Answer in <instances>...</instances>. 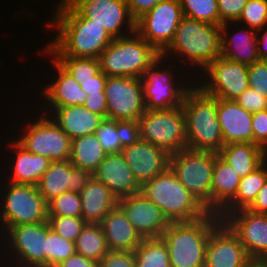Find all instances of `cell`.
<instances>
[{"mask_svg":"<svg viewBox=\"0 0 267 267\" xmlns=\"http://www.w3.org/2000/svg\"><path fill=\"white\" fill-rule=\"evenodd\" d=\"M80 193L67 191L48 202V216L82 217Z\"/></svg>","mask_w":267,"mask_h":267,"instance_id":"f35d334b","label":"cell"},{"mask_svg":"<svg viewBox=\"0 0 267 267\" xmlns=\"http://www.w3.org/2000/svg\"><path fill=\"white\" fill-rule=\"evenodd\" d=\"M95 135L107 154L120 153L123 149L117 133V120L104 118Z\"/></svg>","mask_w":267,"mask_h":267,"instance_id":"b9f144b4","label":"cell"},{"mask_svg":"<svg viewBox=\"0 0 267 267\" xmlns=\"http://www.w3.org/2000/svg\"><path fill=\"white\" fill-rule=\"evenodd\" d=\"M241 21L258 33L263 31L267 27V0H248L236 22Z\"/></svg>","mask_w":267,"mask_h":267,"instance_id":"60d3db41","label":"cell"},{"mask_svg":"<svg viewBox=\"0 0 267 267\" xmlns=\"http://www.w3.org/2000/svg\"><path fill=\"white\" fill-rule=\"evenodd\" d=\"M228 22L221 26V56L244 65H251L254 62L259 61L258 49H257V30L251 28H243L237 33L238 39L234 36L228 35ZM256 31V32H255ZM228 33V34H227ZM237 39V40H236Z\"/></svg>","mask_w":267,"mask_h":267,"instance_id":"484cf974","label":"cell"},{"mask_svg":"<svg viewBox=\"0 0 267 267\" xmlns=\"http://www.w3.org/2000/svg\"><path fill=\"white\" fill-rule=\"evenodd\" d=\"M53 112L52 119L71 139L95 134L104 119L101 115L79 105L59 107Z\"/></svg>","mask_w":267,"mask_h":267,"instance_id":"4316f807","label":"cell"},{"mask_svg":"<svg viewBox=\"0 0 267 267\" xmlns=\"http://www.w3.org/2000/svg\"><path fill=\"white\" fill-rule=\"evenodd\" d=\"M39 267H57V266H39Z\"/></svg>","mask_w":267,"mask_h":267,"instance_id":"6f0895ef","label":"cell"},{"mask_svg":"<svg viewBox=\"0 0 267 267\" xmlns=\"http://www.w3.org/2000/svg\"><path fill=\"white\" fill-rule=\"evenodd\" d=\"M50 229L66 240L75 242L86 226L82 217L48 216Z\"/></svg>","mask_w":267,"mask_h":267,"instance_id":"ab89813d","label":"cell"},{"mask_svg":"<svg viewBox=\"0 0 267 267\" xmlns=\"http://www.w3.org/2000/svg\"><path fill=\"white\" fill-rule=\"evenodd\" d=\"M163 0H126L131 17L136 21Z\"/></svg>","mask_w":267,"mask_h":267,"instance_id":"f907efd6","label":"cell"},{"mask_svg":"<svg viewBox=\"0 0 267 267\" xmlns=\"http://www.w3.org/2000/svg\"><path fill=\"white\" fill-rule=\"evenodd\" d=\"M223 221L239 237L253 261H267V214L240 209L229 213Z\"/></svg>","mask_w":267,"mask_h":267,"instance_id":"e0dca14e","label":"cell"},{"mask_svg":"<svg viewBox=\"0 0 267 267\" xmlns=\"http://www.w3.org/2000/svg\"><path fill=\"white\" fill-rule=\"evenodd\" d=\"M57 7L54 21L48 24L56 26L59 33L52 43H48L47 54L99 59L113 38L103 26L80 16L65 0H61Z\"/></svg>","mask_w":267,"mask_h":267,"instance_id":"6da1fadb","label":"cell"},{"mask_svg":"<svg viewBox=\"0 0 267 267\" xmlns=\"http://www.w3.org/2000/svg\"><path fill=\"white\" fill-rule=\"evenodd\" d=\"M217 113L224 145L231 143H252L253 113L241 107L235 100L217 98Z\"/></svg>","mask_w":267,"mask_h":267,"instance_id":"603a6c76","label":"cell"},{"mask_svg":"<svg viewBox=\"0 0 267 267\" xmlns=\"http://www.w3.org/2000/svg\"><path fill=\"white\" fill-rule=\"evenodd\" d=\"M252 261L239 237L224 221L211 232L205 267H247Z\"/></svg>","mask_w":267,"mask_h":267,"instance_id":"ac0fdd59","label":"cell"},{"mask_svg":"<svg viewBox=\"0 0 267 267\" xmlns=\"http://www.w3.org/2000/svg\"><path fill=\"white\" fill-rule=\"evenodd\" d=\"M183 16L208 24L223 25L217 0H179Z\"/></svg>","mask_w":267,"mask_h":267,"instance_id":"8d00e7d4","label":"cell"},{"mask_svg":"<svg viewBox=\"0 0 267 267\" xmlns=\"http://www.w3.org/2000/svg\"><path fill=\"white\" fill-rule=\"evenodd\" d=\"M247 209L257 214H267V181Z\"/></svg>","mask_w":267,"mask_h":267,"instance_id":"db71d44e","label":"cell"},{"mask_svg":"<svg viewBox=\"0 0 267 267\" xmlns=\"http://www.w3.org/2000/svg\"><path fill=\"white\" fill-rule=\"evenodd\" d=\"M140 140L174 154L187 149L186 118L182 108L146 110L138 119Z\"/></svg>","mask_w":267,"mask_h":267,"instance_id":"ba28073f","label":"cell"},{"mask_svg":"<svg viewBox=\"0 0 267 267\" xmlns=\"http://www.w3.org/2000/svg\"><path fill=\"white\" fill-rule=\"evenodd\" d=\"M10 144H12L10 148H13L17 154L13 161L15 165L11 173V183L37 186L52 161L27 151L17 141Z\"/></svg>","mask_w":267,"mask_h":267,"instance_id":"f1b7e54d","label":"cell"},{"mask_svg":"<svg viewBox=\"0 0 267 267\" xmlns=\"http://www.w3.org/2000/svg\"><path fill=\"white\" fill-rule=\"evenodd\" d=\"M218 155L240 177H245L253 172L267 159V152L262 147L252 143L225 144Z\"/></svg>","mask_w":267,"mask_h":267,"instance_id":"4dcf8cb0","label":"cell"},{"mask_svg":"<svg viewBox=\"0 0 267 267\" xmlns=\"http://www.w3.org/2000/svg\"><path fill=\"white\" fill-rule=\"evenodd\" d=\"M25 130V135H20L17 142L27 151L51 161L70 159L72 139L52 118L42 116Z\"/></svg>","mask_w":267,"mask_h":267,"instance_id":"8fae6325","label":"cell"},{"mask_svg":"<svg viewBox=\"0 0 267 267\" xmlns=\"http://www.w3.org/2000/svg\"><path fill=\"white\" fill-rule=\"evenodd\" d=\"M104 92L107 118L138 120L146 111L141 78L107 77Z\"/></svg>","mask_w":267,"mask_h":267,"instance_id":"7c38bea8","label":"cell"},{"mask_svg":"<svg viewBox=\"0 0 267 267\" xmlns=\"http://www.w3.org/2000/svg\"><path fill=\"white\" fill-rule=\"evenodd\" d=\"M75 253V242L66 240L53 232L47 222L46 266H57Z\"/></svg>","mask_w":267,"mask_h":267,"instance_id":"74e56055","label":"cell"},{"mask_svg":"<svg viewBox=\"0 0 267 267\" xmlns=\"http://www.w3.org/2000/svg\"><path fill=\"white\" fill-rule=\"evenodd\" d=\"M160 57L161 53L135 31L128 37L114 38L99 61L101 71L108 77L142 78L145 70Z\"/></svg>","mask_w":267,"mask_h":267,"instance_id":"8992f818","label":"cell"},{"mask_svg":"<svg viewBox=\"0 0 267 267\" xmlns=\"http://www.w3.org/2000/svg\"><path fill=\"white\" fill-rule=\"evenodd\" d=\"M267 160L245 177H241L235 197L218 213L222 220L231 212L247 209L267 181Z\"/></svg>","mask_w":267,"mask_h":267,"instance_id":"1f68e13d","label":"cell"},{"mask_svg":"<svg viewBox=\"0 0 267 267\" xmlns=\"http://www.w3.org/2000/svg\"><path fill=\"white\" fill-rule=\"evenodd\" d=\"M241 177L216 153L211 185V212L219 213L236 195Z\"/></svg>","mask_w":267,"mask_h":267,"instance_id":"f546056e","label":"cell"},{"mask_svg":"<svg viewBox=\"0 0 267 267\" xmlns=\"http://www.w3.org/2000/svg\"><path fill=\"white\" fill-rule=\"evenodd\" d=\"M11 252L20 267L46 266L47 221L5 227Z\"/></svg>","mask_w":267,"mask_h":267,"instance_id":"2e32d148","label":"cell"},{"mask_svg":"<svg viewBox=\"0 0 267 267\" xmlns=\"http://www.w3.org/2000/svg\"><path fill=\"white\" fill-rule=\"evenodd\" d=\"M57 267H98V262L75 253L59 263Z\"/></svg>","mask_w":267,"mask_h":267,"instance_id":"f5cc1de1","label":"cell"},{"mask_svg":"<svg viewBox=\"0 0 267 267\" xmlns=\"http://www.w3.org/2000/svg\"><path fill=\"white\" fill-rule=\"evenodd\" d=\"M182 17L179 0H163L135 21V31L162 53L172 42Z\"/></svg>","mask_w":267,"mask_h":267,"instance_id":"30bf717a","label":"cell"},{"mask_svg":"<svg viewBox=\"0 0 267 267\" xmlns=\"http://www.w3.org/2000/svg\"><path fill=\"white\" fill-rule=\"evenodd\" d=\"M186 118L187 149L218 153L224 146L217 113V98L198 84L190 88L182 103Z\"/></svg>","mask_w":267,"mask_h":267,"instance_id":"3957f363","label":"cell"},{"mask_svg":"<svg viewBox=\"0 0 267 267\" xmlns=\"http://www.w3.org/2000/svg\"><path fill=\"white\" fill-rule=\"evenodd\" d=\"M65 1L83 18L93 20V23L103 26L113 39L128 36L121 31L125 23H127L126 28L129 34L135 32V21L130 15L126 0Z\"/></svg>","mask_w":267,"mask_h":267,"instance_id":"4fadbf2b","label":"cell"},{"mask_svg":"<svg viewBox=\"0 0 267 267\" xmlns=\"http://www.w3.org/2000/svg\"><path fill=\"white\" fill-rule=\"evenodd\" d=\"M252 130L254 144L262 147L267 152V109L253 112Z\"/></svg>","mask_w":267,"mask_h":267,"instance_id":"c3c4849f","label":"cell"},{"mask_svg":"<svg viewBox=\"0 0 267 267\" xmlns=\"http://www.w3.org/2000/svg\"><path fill=\"white\" fill-rule=\"evenodd\" d=\"M82 218L87 224H100L106 215L118 205V199L94 177L80 192Z\"/></svg>","mask_w":267,"mask_h":267,"instance_id":"d4e9b609","label":"cell"},{"mask_svg":"<svg viewBox=\"0 0 267 267\" xmlns=\"http://www.w3.org/2000/svg\"><path fill=\"white\" fill-rule=\"evenodd\" d=\"M118 206L143 238H159L171 223L141 192L118 199Z\"/></svg>","mask_w":267,"mask_h":267,"instance_id":"d6986e66","label":"cell"},{"mask_svg":"<svg viewBox=\"0 0 267 267\" xmlns=\"http://www.w3.org/2000/svg\"><path fill=\"white\" fill-rule=\"evenodd\" d=\"M92 177L91 172L74 167L69 160L52 161L39 180L37 188L49 202L67 191L80 193Z\"/></svg>","mask_w":267,"mask_h":267,"instance_id":"ffe728a7","label":"cell"},{"mask_svg":"<svg viewBox=\"0 0 267 267\" xmlns=\"http://www.w3.org/2000/svg\"><path fill=\"white\" fill-rule=\"evenodd\" d=\"M222 221L217 213L209 212L198 220L171 222L161 236L171 267H205L208 238Z\"/></svg>","mask_w":267,"mask_h":267,"instance_id":"7a4b0ae2","label":"cell"},{"mask_svg":"<svg viewBox=\"0 0 267 267\" xmlns=\"http://www.w3.org/2000/svg\"><path fill=\"white\" fill-rule=\"evenodd\" d=\"M133 252L137 267H171L168 248L161 237L144 238Z\"/></svg>","mask_w":267,"mask_h":267,"instance_id":"e575fe53","label":"cell"},{"mask_svg":"<svg viewBox=\"0 0 267 267\" xmlns=\"http://www.w3.org/2000/svg\"><path fill=\"white\" fill-rule=\"evenodd\" d=\"M83 106L91 112L99 114L103 118H107V101L104 91H99V93L94 94H87Z\"/></svg>","mask_w":267,"mask_h":267,"instance_id":"681fc988","label":"cell"},{"mask_svg":"<svg viewBox=\"0 0 267 267\" xmlns=\"http://www.w3.org/2000/svg\"><path fill=\"white\" fill-rule=\"evenodd\" d=\"M4 193L0 223L4 227L34 224L48 220V202L40 194L37 186L10 182ZM6 225V226H5Z\"/></svg>","mask_w":267,"mask_h":267,"instance_id":"9c48e42d","label":"cell"},{"mask_svg":"<svg viewBox=\"0 0 267 267\" xmlns=\"http://www.w3.org/2000/svg\"><path fill=\"white\" fill-rule=\"evenodd\" d=\"M247 267H267V261H252Z\"/></svg>","mask_w":267,"mask_h":267,"instance_id":"9f6ffc18","label":"cell"},{"mask_svg":"<svg viewBox=\"0 0 267 267\" xmlns=\"http://www.w3.org/2000/svg\"><path fill=\"white\" fill-rule=\"evenodd\" d=\"M55 60L66 69L73 79L80 84L90 80L100 71V61L97 58L54 56Z\"/></svg>","mask_w":267,"mask_h":267,"instance_id":"d590c367","label":"cell"},{"mask_svg":"<svg viewBox=\"0 0 267 267\" xmlns=\"http://www.w3.org/2000/svg\"><path fill=\"white\" fill-rule=\"evenodd\" d=\"M171 51L177 52L178 56L184 55L189 64L203 70L221 56V25L183 16L172 42L161 56L166 58L167 52L171 54Z\"/></svg>","mask_w":267,"mask_h":267,"instance_id":"5b68a950","label":"cell"},{"mask_svg":"<svg viewBox=\"0 0 267 267\" xmlns=\"http://www.w3.org/2000/svg\"><path fill=\"white\" fill-rule=\"evenodd\" d=\"M220 21L235 22L239 19L248 0H217Z\"/></svg>","mask_w":267,"mask_h":267,"instance_id":"f6af8a7d","label":"cell"},{"mask_svg":"<svg viewBox=\"0 0 267 267\" xmlns=\"http://www.w3.org/2000/svg\"><path fill=\"white\" fill-rule=\"evenodd\" d=\"M248 84L267 98V60H259L248 66Z\"/></svg>","mask_w":267,"mask_h":267,"instance_id":"7bdbcfd3","label":"cell"},{"mask_svg":"<svg viewBox=\"0 0 267 267\" xmlns=\"http://www.w3.org/2000/svg\"><path fill=\"white\" fill-rule=\"evenodd\" d=\"M203 70L209 80L198 87L215 98L235 100L249 88L247 65L220 56Z\"/></svg>","mask_w":267,"mask_h":267,"instance_id":"9a60e30c","label":"cell"},{"mask_svg":"<svg viewBox=\"0 0 267 267\" xmlns=\"http://www.w3.org/2000/svg\"><path fill=\"white\" fill-rule=\"evenodd\" d=\"M141 193L152 201L170 222L194 221L209 213L169 167L141 186Z\"/></svg>","mask_w":267,"mask_h":267,"instance_id":"277c9868","label":"cell"},{"mask_svg":"<svg viewBox=\"0 0 267 267\" xmlns=\"http://www.w3.org/2000/svg\"><path fill=\"white\" fill-rule=\"evenodd\" d=\"M54 65L58 72L57 80H55L51 85L45 87L43 92L44 99L49 104L53 110L59 107L68 106H83L87 93L81 89L80 84H78L71 74L64 69L54 58Z\"/></svg>","mask_w":267,"mask_h":267,"instance_id":"83f0119b","label":"cell"},{"mask_svg":"<svg viewBox=\"0 0 267 267\" xmlns=\"http://www.w3.org/2000/svg\"><path fill=\"white\" fill-rule=\"evenodd\" d=\"M121 154L140 186L160 175L169 167L170 154L143 140L123 147Z\"/></svg>","mask_w":267,"mask_h":267,"instance_id":"44dd1931","label":"cell"},{"mask_svg":"<svg viewBox=\"0 0 267 267\" xmlns=\"http://www.w3.org/2000/svg\"><path fill=\"white\" fill-rule=\"evenodd\" d=\"M93 177L103 183L117 199L141 192V186L121 152L107 154Z\"/></svg>","mask_w":267,"mask_h":267,"instance_id":"7402d4cb","label":"cell"},{"mask_svg":"<svg viewBox=\"0 0 267 267\" xmlns=\"http://www.w3.org/2000/svg\"><path fill=\"white\" fill-rule=\"evenodd\" d=\"M107 75L100 71L96 76L92 77L90 80L82 81L80 87L87 94L99 93V91L105 90V84L107 80Z\"/></svg>","mask_w":267,"mask_h":267,"instance_id":"816d5d0a","label":"cell"},{"mask_svg":"<svg viewBox=\"0 0 267 267\" xmlns=\"http://www.w3.org/2000/svg\"><path fill=\"white\" fill-rule=\"evenodd\" d=\"M107 153L103 150L95 134L72 139L70 163L92 174L97 170Z\"/></svg>","mask_w":267,"mask_h":267,"instance_id":"d6a6232c","label":"cell"},{"mask_svg":"<svg viewBox=\"0 0 267 267\" xmlns=\"http://www.w3.org/2000/svg\"><path fill=\"white\" fill-rule=\"evenodd\" d=\"M76 253L99 262L110 250L100 224H86L75 241Z\"/></svg>","mask_w":267,"mask_h":267,"instance_id":"836d02e7","label":"cell"},{"mask_svg":"<svg viewBox=\"0 0 267 267\" xmlns=\"http://www.w3.org/2000/svg\"><path fill=\"white\" fill-rule=\"evenodd\" d=\"M264 31L262 36L260 35L259 37V35H257V49L260 60H267V29Z\"/></svg>","mask_w":267,"mask_h":267,"instance_id":"11a10c76","label":"cell"},{"mask_svg":"<svg viewBox=\"0 0 267 267\" xmlns=\"http://www.w3.org/2000/svg\"><path fill=\"white\" fill-rule=\"evenodd\" d=\"M109 250L134 251L143 241V237L128 221L126 214L117 205L100 223Z\"/></svg>","mask_w":267,"mask_h":267,"instance_id":"cb8c5ba5","label":"cell"},{"mask_svg":"<svg viewBox=\"0 0 267 267\" xmlns=\"http://www.w3.org/2000/svg\"><path fill=\"white\" fill-rule=\"evenodd\" d=\"M235 101L249 112H257L267 109V98L253 90L251 87L244 90Z\"/></svg>","mask_w":267,"mask_h":267,"instance_id":"bcb514c9","label":"cell"},{"mask_svg":"<svg viewBox=\"0 0 267 267\" xmlns=\"http://www.w3.org/2000/svg\"><path fill=\"white\" fill-rule=\"evenodd\" d=\"M162 56L145 70L142 78L143 98L146 110H168L182 106L183 98L191 86H176L173 71L159 70ZM157 66V67H156ZM157 68V69H156Z\"/></svg>","mask_w":267,"mask_h":267,"instance_id":"5bb4252c","label":"cell"},{"mask_svg":"<svg viewBox=\"0 0 267 267\" xmlns=\"http://www.w3.org/2000/svg\"><path fill=\"white\" fill-rule=\"evenodd\" d=\"M117 133L123 147L140 140L138 120H117Z\"/></svg>","mask_w":267,"mask_h":267,"instance_id":"7dc6e473","label":"cell"},{"mask_svg":"<svg viewBox=\"0 0 267 267\" xmlns=\"http://www.w3.org/2000/svg\"><path fill=\"white\" fill-rule=\"evenodd\" d=\"M216 152L183 149L169 156V168L182 185L211 212Z\"/></svg>","mask_w":267,"mask_h":267,"instance_id":"52a82bcc","label":"cell"},{"mask_svg":"<svg viewBox=\"0 0 267 267\" xmlns=\"http://www.w3.org/2000/svg\"><path fill=\"white\" fill-rule=\"evenodd\" d=\"M98 267H137L132 251L110 250L99 262Z\"/></svg>","mask_w":267,"mask_h":267,"instance_id":"ee69618b","label":"cell"}]
</instances>
